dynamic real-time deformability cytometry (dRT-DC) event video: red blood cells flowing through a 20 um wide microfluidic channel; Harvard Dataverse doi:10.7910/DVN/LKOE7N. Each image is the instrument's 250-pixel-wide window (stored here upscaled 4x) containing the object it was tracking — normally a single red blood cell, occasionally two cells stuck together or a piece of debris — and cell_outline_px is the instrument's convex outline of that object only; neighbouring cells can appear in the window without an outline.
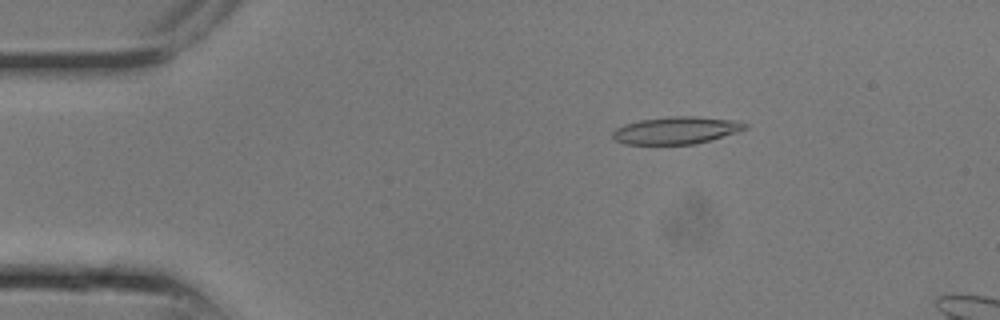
{"species": "common noctule bat (a hibernating species)", "species_latin": "Nyctalus noctula", "temperature_condition": "room temperature", "stored_images_in_passage": 7, "camera_frame_rate_fps": 3000, "um_per_image_px": 0.085, "animal": {"sex": "male", "body_mass_g": 13.3}, "frame": {"image": 1, "passage_image": 4, "time_ms": 1.0, "image_size_px": [1000, 320], "cell_outline_px": [[748, 128], [736, 132], [696, 144], [624, 144], [612, 140], [612, 132], [616, 128], [624, 124], [640, 120], [668, 116], [696, 116], [736, 120], [748, 124]], "centroid_in_image_um": [57.45, 11.07], "position_along_channel_um": 27.6, "area_um2": 21.21}}